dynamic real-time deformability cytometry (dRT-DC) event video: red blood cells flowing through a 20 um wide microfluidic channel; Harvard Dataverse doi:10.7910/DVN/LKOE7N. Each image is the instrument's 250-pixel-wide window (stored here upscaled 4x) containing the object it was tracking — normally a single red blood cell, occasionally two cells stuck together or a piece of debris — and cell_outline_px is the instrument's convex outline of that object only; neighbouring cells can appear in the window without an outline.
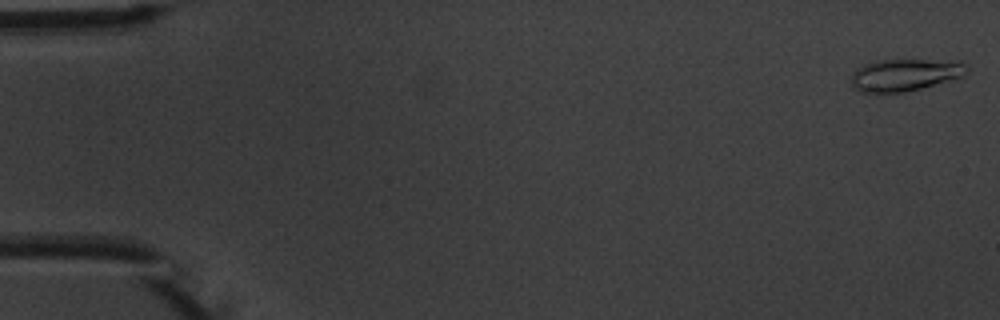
{"species": "common noctule bat (a hibernating species)", "species_latin": "Nyctalus noctula", "temperature_condition": "warm", "stored_images_in_passage": 6, "camera_frame_rate_fps": 3000, "um_per_image_px": 0.085, "animal": {"sex": "male", "body_mass_g": 20.1, "forearm_length_mm": 53.5}, "frame": {"image": 1, "passage_image": 1, "time_ms": 0.0, "image_size_px": [1000, 320], "cell_outline_px": [[968, 72], [964, 76], [920, 88], [904, 92], [880, 96], [876, 96], [852, 88], [852, 72], [856, 68], [864, 64], [880, 60], [960, 60], [968, 68]], "centroid_in_image_um": [76.88, 6.39], "position_along_channel_um": 8.1, "area_um2": 22.25}}